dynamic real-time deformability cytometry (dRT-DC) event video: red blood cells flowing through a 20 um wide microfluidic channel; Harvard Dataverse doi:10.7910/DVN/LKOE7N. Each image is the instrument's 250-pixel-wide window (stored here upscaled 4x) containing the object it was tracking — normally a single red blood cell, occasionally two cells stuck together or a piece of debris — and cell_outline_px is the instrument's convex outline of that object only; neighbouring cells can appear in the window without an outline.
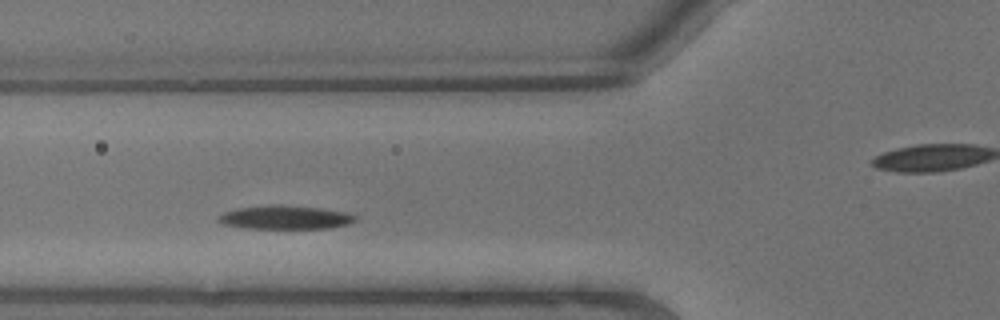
{"species": "common noctule bat (a hibernating species)", "species_latin": "Nyctalus noctula", "temperature_condition": "warm", "stored_images_in_passage": 4, "segment_of_instrument_passage": [1, 2], "camera_frame_rate_fps": 3000, "um_per_image_px": 0.085, "animal": {"sex": "male", "body_mass_g": 13.3}, "frame": {"image": 1, "passage_image": 2, "time_ms": 0.333, "image_size_px": [1000, 320], "cell_outline_px": [[356, 220], [348, 224], [328, 228], [248, 228], [220, 224], [216, 220], [216, 216], [224, 212], [236, 208], [268, 204], [280, 204], [320, 208], [348, 212], [356, 216]], "centroid_in_image_um": [24.18, 18.46], "position_along_channel_um": 101.6, "area_um2": 19.13}}
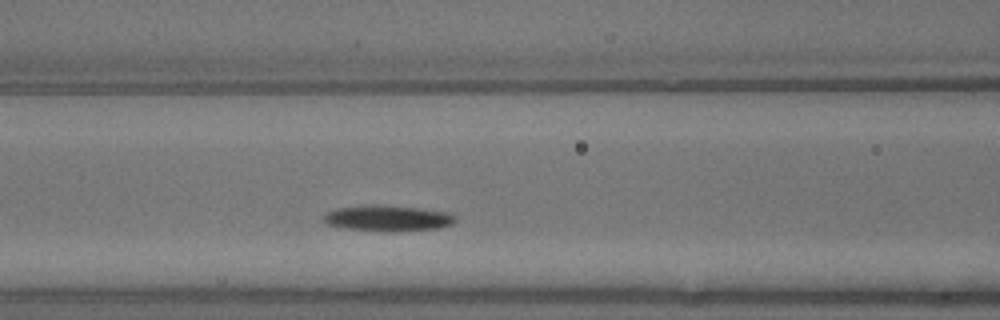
{"frame": {"image": 2, "passage_image": 3, "time_ms": 0.667, "image_size_px": [1000, 320], "cell_outline_px": [[456, 220], [452, 224], [436, 228], [392, 232], [384, 232], [348, 228], [324, 224], [324, 216], [328, 212], [336, 208], [364, 204], [376, 204], [416, 208], [448, 212], [456, 216]], "centroid_in_image_um": [32.93, 18.54], "position_along_channel_um": 133.7, "area_um2": 19.94}}